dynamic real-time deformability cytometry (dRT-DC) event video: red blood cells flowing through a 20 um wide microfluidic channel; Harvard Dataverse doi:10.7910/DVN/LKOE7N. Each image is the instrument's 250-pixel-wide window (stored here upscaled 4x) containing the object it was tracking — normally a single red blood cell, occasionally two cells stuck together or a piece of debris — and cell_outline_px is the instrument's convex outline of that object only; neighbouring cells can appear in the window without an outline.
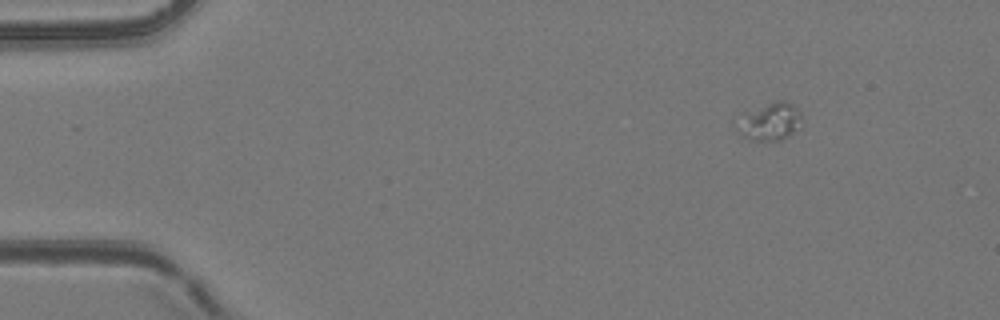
{"species": "common noctule bat (a hibernating species)", "species_latin": "Nyctalus noctula", "temperature_condition": "room temperature", "stored_images_in_passage": 4, "camera_frame_rate_fps": 3000, "um_per_image_px": 0.085, "animal": {"sex": "female", "body_mass_g": 24.6, "forearm_length_mm": 56.2}, "frame": {"image": 1, "passage_image": 1, "time_ms": 0.0, "image_size_px": [1000, 320], "cell_outline_px": [[804, 120], [788, 136], [780, 140], [752, 140], [740, 136], [732, 124], [732, 120], [776, 100], [784, 100], [792, 104], [800, 112]], "centroid_in_image_um": [65.38, 10.35], "position_along_channel_um": 19.6, "area_um2": 14.33}}